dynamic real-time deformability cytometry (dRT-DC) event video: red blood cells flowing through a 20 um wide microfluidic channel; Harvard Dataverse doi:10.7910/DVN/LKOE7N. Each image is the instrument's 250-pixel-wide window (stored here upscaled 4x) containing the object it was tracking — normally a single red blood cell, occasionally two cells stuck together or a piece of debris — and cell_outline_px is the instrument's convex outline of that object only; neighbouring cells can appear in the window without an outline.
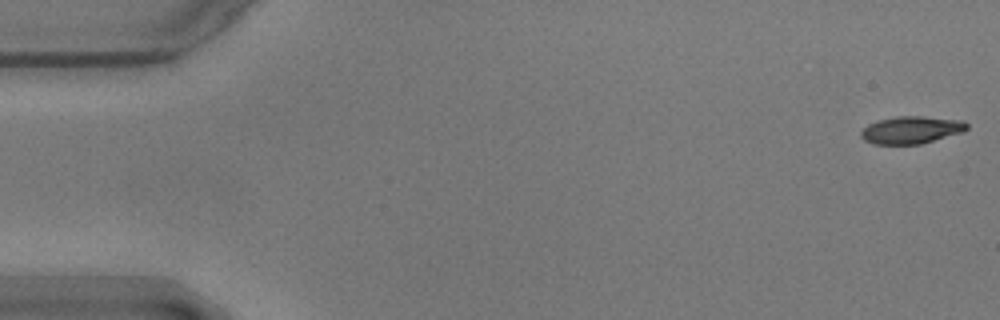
{"species": "common noctule bat (a hibernating species)", "species_latin": "Nyctalus noctula", "temperature_condition": "warm", "stored_images_in_passage": 56, "camera_frame_rate_fps": 3000, "um_per_image_px": 0.085, "animal": {"sex": "male", "body_mass_g": 17.9}, "frame": {"image": 1, "passage_image": 1, "time_ms": 0.0, "image_size_px": [1000, 320], "cell_outline_px": [[968, 128], [964, 132], [920, 144], [872, 144], [864, 140], [860, 136], [860, 132], [868, 124], [880, 120], [896, 116], [924, 116], [964, 120], [968, 124]], "centroid_in_image_um": [77.48, 11.04], "position_along_channel_um": 7.5, "area_um2": 17.05}}
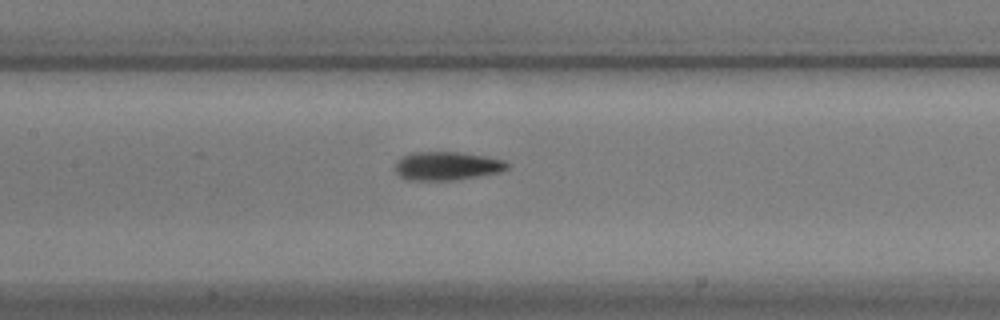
{"frame": {"image": 2, "passage_image": 26, "time_ms": 8.333, "image_size_px": [1000, 320], "cell_outline_px": [[512, 164], [508, 168], [500, 172], [480, 176], [456, 180], [408, 180], [400, 176], [396, 172], [396, 160], [412, 152], [460, 152], [484, 156], [504, 160]], "centroid_in_image_um": [38.02, 14.11], "position_along_channel_um": 169.4, "area_um2": 18.73}}
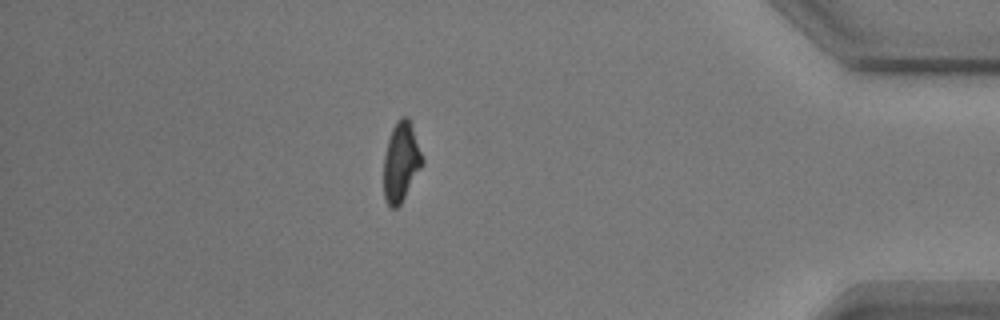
{"frame": {"image": 3, "passage_image": 49, "time_ms": 16.0, "image_size_px": [1000, 320], "cell_outline_px": [[424, 164], [400, 204], [396, 208], [392, 208], [388, 204], [384, 196], [384, 156], [388, 140], [392, 128], [396, 120], [400, 116], [408, 116], [412, 124], [424, 160]], "centroid_in_image_um": [34.1, 13.72], "position_along_channel_um": 401.1, "area_um2": 17.98}, "authors_computed_cell_mechanics": {"area_um2": 18.0336, "velocity_mm_per_s": 3.5628, "shape_relaxation_time_tau1_ms": 3.9618, "shape_relaxation_time_tau2_ms": 3.0437, "deformation_change_tau1": 0.1614, "deformation_change_tau2": 0.1008}}